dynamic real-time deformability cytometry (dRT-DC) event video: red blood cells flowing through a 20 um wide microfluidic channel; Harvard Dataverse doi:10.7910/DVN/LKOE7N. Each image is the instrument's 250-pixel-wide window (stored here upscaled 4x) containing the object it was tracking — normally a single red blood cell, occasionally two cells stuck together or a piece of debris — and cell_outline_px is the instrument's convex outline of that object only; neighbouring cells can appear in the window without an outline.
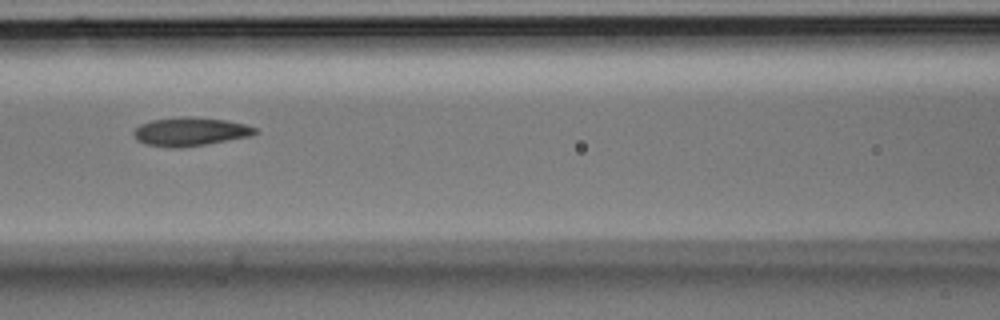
{"species": "Egyptian fruit bat (a non-hibernating species)", "species_latin": "Rousettus aegyptiacus", "temperature_condition": "room temperature", "stored_images_in_passage": 6, "camera_frame_rate_fps": 3000, "um_per_image_px": 0.085, "animal": {"sex": "male"}, "frame": {"image": 1, "passage_image": 5, "time_ms": 1.333, "image_size_px": [1000, 320], "cell_outline_px": [[256, 132], [252, 136], [208, 144], [180, 148], [168, 148], [144, 144], [136, 140], [132, 132], [140, 124], [152, 120], [188, 116], [224, 120], [244, 124], [256, 128]], "centroid_in_image_um": [16.13, 11.21], "position_along_channel_um": 150.5, "area_um2": 20.29}}
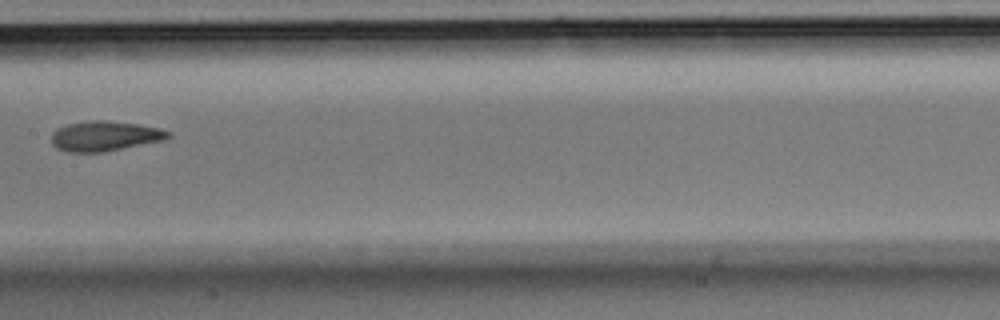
{"frame": {"image": 2, "passage_image": 6, "time_ms": 1.667, "image_size_px": [1000, 320], "cell_outline_px": [[172, 136], [160, 140], [100, 152], [68, 152], [56, 148], [52, 144], [52, 132], [68, 124], [92, 120], [100, 120], [140, 124], [160, 128], [168, 132]], "centroid_in_image_um": [8.86, 11.55], "position_along_channel_um": 198.5, "area_um2": 19.88}}